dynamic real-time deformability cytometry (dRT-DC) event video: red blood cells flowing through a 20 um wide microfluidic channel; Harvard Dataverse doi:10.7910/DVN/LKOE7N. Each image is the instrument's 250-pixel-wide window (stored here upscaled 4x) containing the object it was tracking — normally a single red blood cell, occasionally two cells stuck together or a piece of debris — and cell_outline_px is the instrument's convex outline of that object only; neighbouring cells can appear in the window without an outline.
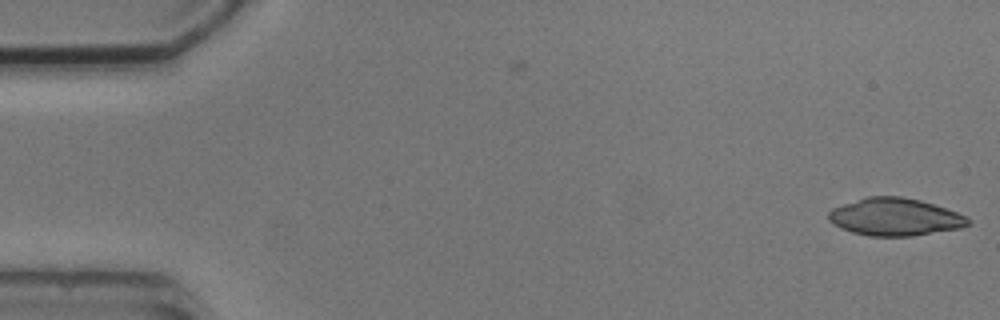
{"species": "common noctule bat (a hibernating species)", "species_latin": "Nyctalus noctula", "temperature_condition": "cold", "stored_images_in_passage": 2, "camera_frame_rate_fps": 3000, "um_per_image_px": 0.085, "animal": {"sex": "male", "body_mass_g": 20.5, "forearm_length_mm": 52.5}, "frame": {"image": 1, "passage_image": 2, "time_ms": 1.333, "image_size_px": [1000, 320], "cell_outline_px": [[972, 224], [960, 228], [912, 236], [872, 236], [852, 232], [832, 224], [828, 220], [828, 212], [832, 208], [868, 196], [900, 196], [920, 200], [968, 216], [972, 220]], "centroid_in_image_um": [76.09, 18.44], "position_along_channel_um": 8.9, "area_um2": 30.46}}